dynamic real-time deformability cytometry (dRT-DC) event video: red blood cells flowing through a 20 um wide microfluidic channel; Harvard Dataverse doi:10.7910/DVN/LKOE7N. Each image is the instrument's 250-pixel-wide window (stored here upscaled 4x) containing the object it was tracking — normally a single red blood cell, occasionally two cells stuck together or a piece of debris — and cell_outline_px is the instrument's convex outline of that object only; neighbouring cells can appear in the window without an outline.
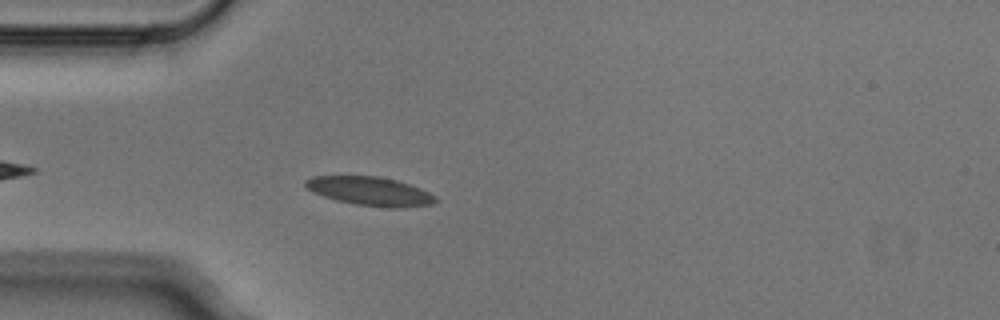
{"species": "Egyptian fruit bat (a non-hibernating species)", "species_latin": "Rousettus aegyptiacus", "temperature_condition": "cold", "stored_images_in_passage": 5, "camera_frame_rate_fps": 3000, "um_per_image_px": 0.085, "animal": {"sex": "male"}, "frame": {"image": 1, "passage_image": 5, "time_ms": 1.333, "image_size_px": [1000, 320], "cell_outline_px": [[440, 200], [432, 204], [400, 208], [388, 208], [356, 204], [336, 200], [312, 192], [304, 184], [304, 180], [312, 176], [380, 176], [396, 180], [420, 188], [436, 196]], "centroid_in_image_um": [31.47, 16.25], "position_along_channel_um": 53.5, "area_um2": 21.85}}